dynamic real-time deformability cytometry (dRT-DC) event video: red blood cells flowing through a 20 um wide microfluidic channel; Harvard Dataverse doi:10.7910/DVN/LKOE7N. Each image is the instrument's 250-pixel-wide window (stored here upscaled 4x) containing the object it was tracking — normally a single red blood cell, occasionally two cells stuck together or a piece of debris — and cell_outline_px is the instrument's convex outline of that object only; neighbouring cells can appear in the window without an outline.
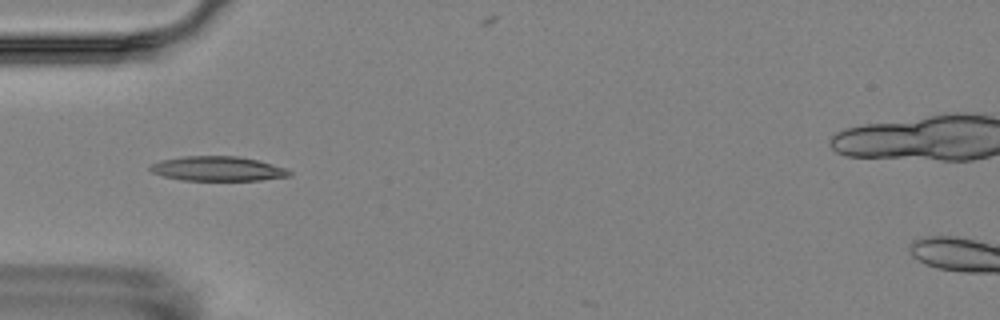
{"species": "Egyptian fruit bat (a non-hibernating species)", "species_latin": "Rousettus aegyptiacus", "temperature_condition": "room temperature", "stored_images_in_passage": 6, "camera_frame_rate_fps": 3000, "um_per_image_px": 0.085, "animal": {"sex": "female"}, "frame": {"image": 1, "passage_image": 5, "time_ms": 5.333, "image_size_px": [1000, 320], "cell_outline_px": [[292, 176], [260, 180], [180, 180], [164, 176], [152, 172], [148, 168], [152, 164], [160, 160], [184, 156], [236, 156], [256, 160], [288, 168], [292, 172]], "centroid_in_image_um": [18.52, 14.34], "position_along_channel_um": 66.5, "area_um2": 19.94}}